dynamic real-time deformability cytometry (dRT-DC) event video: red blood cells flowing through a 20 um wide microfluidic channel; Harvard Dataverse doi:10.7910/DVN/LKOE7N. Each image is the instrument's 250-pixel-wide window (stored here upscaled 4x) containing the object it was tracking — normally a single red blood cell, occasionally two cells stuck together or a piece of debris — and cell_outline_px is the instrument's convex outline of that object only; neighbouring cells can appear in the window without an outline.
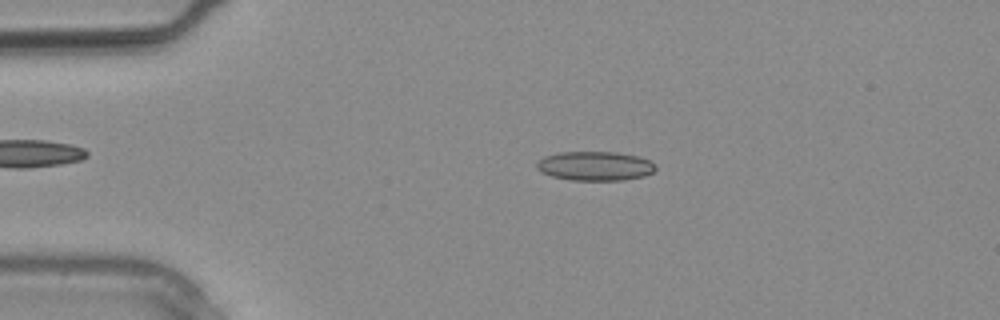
{"species": "common noctule bat (a hibernating species)", "species_latin": "Nyctalus noctula", "temperature_condition": "warm", "stored_images_in_passage": 1, "camera_frame_rate_fps": 3000, "um_per_image_px": 0.085, "animal": {"sex": "male", "body_mass_g": 20.4}, "frame": {"image": 1, "passage_image": 1, "time_ms": 0.0, "image_size_px": [1000, 320], "cell_outline_px": [[656, 168], [652, 172], [644, 176], [624, 180], [572, 180], [552, 176], [540, 172], [536, 168], [536, 164], [544, 156], [560, 152], [616, 152], [636, 156], [648, 160], [656, 164]], "centroid_in_image_um": [50.57, 14.11], "position_along_channel_um": 34.4, "area_um2": 20.17}}